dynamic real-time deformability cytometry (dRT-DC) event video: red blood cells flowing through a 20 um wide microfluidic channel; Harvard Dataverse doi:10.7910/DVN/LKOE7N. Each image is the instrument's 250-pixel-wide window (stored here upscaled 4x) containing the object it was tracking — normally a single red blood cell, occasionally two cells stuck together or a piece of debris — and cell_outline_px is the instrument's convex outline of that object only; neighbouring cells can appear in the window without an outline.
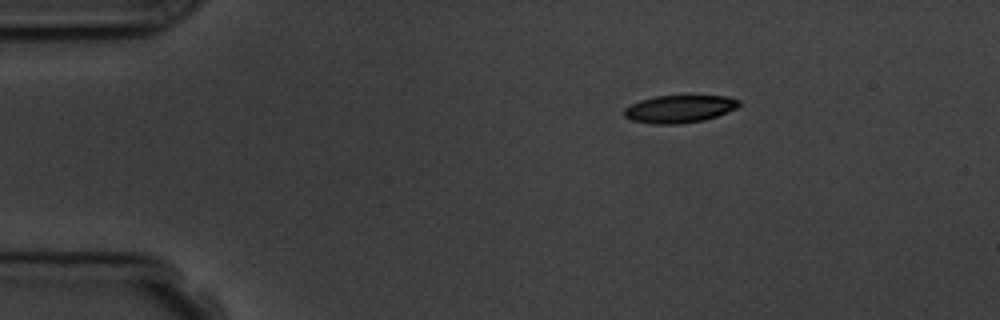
{"species": "common noctule bat (a hibernating species)", "species_latin": "Nyctalus noctula", "temperature_condition": "room temperature", "stored_images_in_passage": 5, "camera_frame_rate_fps": 3000, "um_per_image_px": 0.085, "animal": {"sex": "male", "body_mass_g": 19.5, "forearm_length_mm": 54.6}, "frame": {"image": 1, "passage_image": 5, "time_ms": 4.667, "image_size_px": [1000, 320], "cell_outline_px": [[740, 104], [736, 108], [716, 116], [704, 120], [680, 124], [652, 124], [632, 120], [624, 116], [624, 108], [640, 100], [656, 96], [728, 96], [740, 100]], "centroid_in_image_um": [57.74, 9.26], "position_along_channel_um": 27.3, "area_um2": 18.38}}